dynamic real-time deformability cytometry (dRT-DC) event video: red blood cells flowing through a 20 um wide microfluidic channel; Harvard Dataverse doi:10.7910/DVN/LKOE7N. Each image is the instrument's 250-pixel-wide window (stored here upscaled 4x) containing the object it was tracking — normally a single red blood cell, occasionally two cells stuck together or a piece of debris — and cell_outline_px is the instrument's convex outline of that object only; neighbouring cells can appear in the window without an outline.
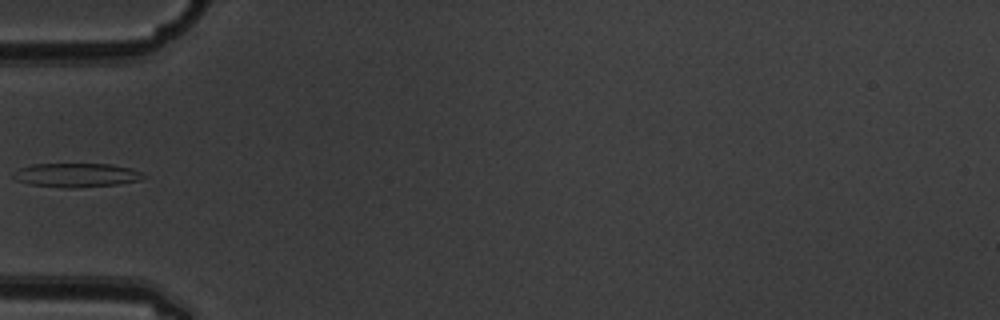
{"species": "common noctule bat (a hibernating species)", "species_latin": "Nyctalus noctula", "temperature_condition": "warm", "stored_images_in_passage": 2, "camera_frame_rate_fps": 3000, "um_per_image_px": 0.085, "animal": {"sex": "male", "body_mass_g": 19.5, "forearm_length_mm": 54.6}, "frame": {"image": 1, "passage_image": 1, "time_ms": 0.0, "image_size_px": [1000, 320], "cell_outline_px": [[144, 176], [140, 180], [116, 184], [80, 188], [64, 188], [28, 184], [16, 180], [12, 176], [12, 172], [20, 168], [32, 164], [112, 164], [132, 168], [140, 172]], "centroid_in_image_um": [6.45, 14.89], "position_along_channel_um": 78.6, "area_um2": 18.26}}